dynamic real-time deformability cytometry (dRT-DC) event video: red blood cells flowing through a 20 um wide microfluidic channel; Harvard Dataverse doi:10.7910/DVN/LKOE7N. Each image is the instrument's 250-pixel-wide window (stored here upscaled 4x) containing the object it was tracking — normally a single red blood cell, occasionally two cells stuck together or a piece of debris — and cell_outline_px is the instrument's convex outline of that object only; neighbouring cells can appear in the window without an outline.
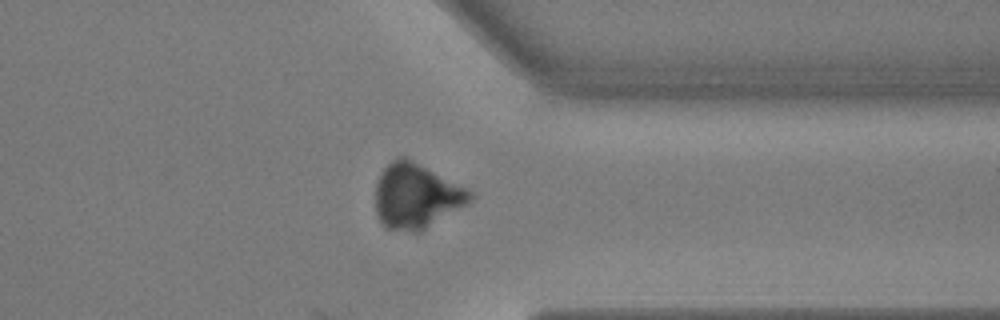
{"species": "common noctule bat (a hibernating species)", "species_latin": "Nyctalus noctula", "temperature_condition": "warm", "stored_images_in_passage": 31, "camera_frame_rate_fps": 3000, "um_per_image_px": 0.085, "animal": {"sex": "male", "body_mass_g": 17.9, "forearm_length_mm": 54.2}, "frame": {"image": 1, "passage_image": 31, "time_ms": 10.0, "image_size_px": [1000, 320], "cell_outline_px": [[476, 196], [468, 204], [420, 232], [412, 232], [384, 228], [376, 216], [376, 184], [380, 172], [396, 156], [404, 156], [468, 188]], "centroid_in_image_um": [35.38, 16.67], "position_along_channel_um": 376.0, "area_um2": 36.18}}